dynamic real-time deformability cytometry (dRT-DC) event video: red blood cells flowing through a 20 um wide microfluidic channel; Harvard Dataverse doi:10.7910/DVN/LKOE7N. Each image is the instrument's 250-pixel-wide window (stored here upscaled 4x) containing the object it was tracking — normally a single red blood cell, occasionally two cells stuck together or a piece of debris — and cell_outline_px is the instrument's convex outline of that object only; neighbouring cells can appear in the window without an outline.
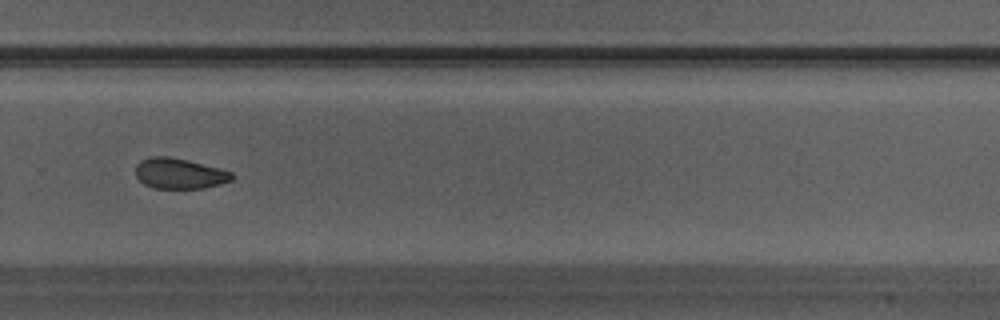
{"species": "Egyptian fruit bat (a non-hibernating species)", "species_latin": "Rousettus aegyptiacus", "temperature_condition": "warm", "stored_images_in_passage": 25, "camera_frame_rate_fps": 3000, "um_per_image_px": 0.085, "animal": {"sex": "male"}, "frame": {"image": 1, "passage_image": 15, "time_ms": 4.667, "image_size_px": [1000, 320], "cell_outline_px": [[232, 180], [220, 184], [204, 188], [152, 188], [144, 184], [136, 176], [136, 164], [140, 160], [148, 156], [168, 156], [188, 160], [220, 168], [232, 172]], "centroid_in_image_um": [15.23, 14.74], "position_along_channel_um": 314.6, "area_um2": 17.22}}